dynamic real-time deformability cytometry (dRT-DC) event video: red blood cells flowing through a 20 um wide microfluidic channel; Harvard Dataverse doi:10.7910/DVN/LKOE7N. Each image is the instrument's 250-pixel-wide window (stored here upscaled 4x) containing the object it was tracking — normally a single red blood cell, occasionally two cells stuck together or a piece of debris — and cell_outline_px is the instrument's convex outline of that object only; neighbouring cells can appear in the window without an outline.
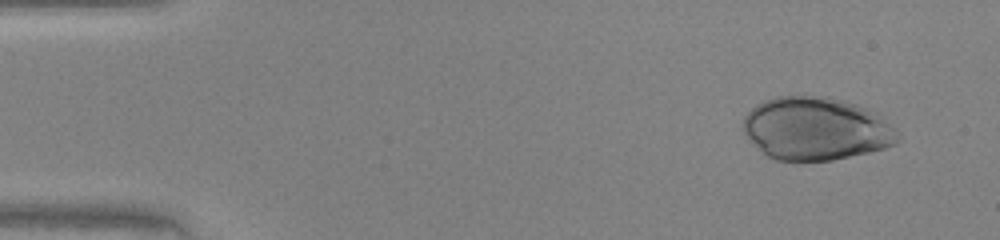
{"species": "human", "species_latin": "Homo sapiens", "temperature_condition": "warm", "stored_images_in_passage": 47, "camera_frame_rate_fps": 3000, "um_per_image_px": 0.085, "donor": {"sex": "female"}, "frame": {"image": 1, "passage_image": 4, "time_ms": 1.0, "image_size_px": [1000, 240], "cell_outline_px": [[900, 140], [896, 144], [884, 148], [868, 152], [832, 160], [776, 160], [768, 156], [748, 140], [740, 124], [744, 116], [756, 104], [764, 100], [776, 96], [828, 96], [844, 100], [856, 104], [876, 112], [900, 136]], "centroid_in_image_um": [69.31, 10.92], "position_along_channel_um": 15.7, "area_um2": 56.82}}
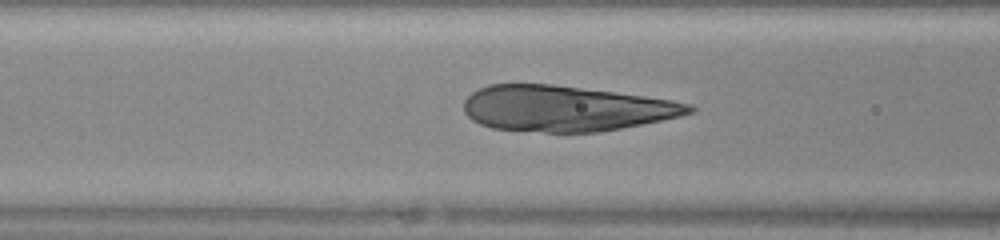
{"frame": {"image": 2, "passage_image": 19, "time_ms": 6.0, "image_size_px": [1000, 240], "cell_outline_px": [[696, 108], [692, 112], [680, 116], [600, 132], [544, 132], [492, 128], [480, 124], [472, 120], [464, 112], [464, 100], [472, 92], [488, 84], [552, 84], [644, 96], [672, 100], [692, 104]], "centroid_in_image_um": [48.05, 9.22], "position_along_channel_um": 118.6, "area_um2": 59.65}}
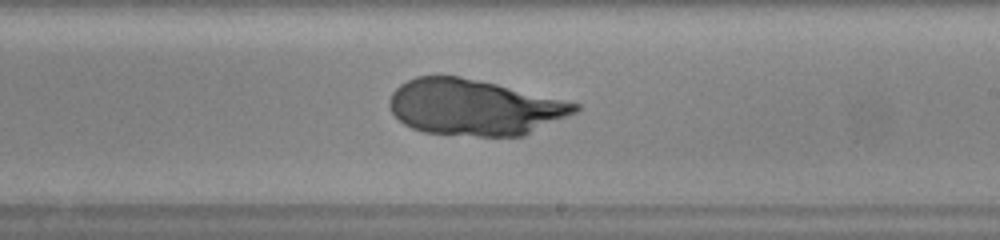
{"frame": {"image": 3, "passage_image": 28, "time_ms": 9.0, "image_size_px": [1000, 240], "cell_outline_px": [[580, 108], [576, 112], [524, 136], [476, 136], [424, 132], [412, 128], [404, 124], [388, 108], [388, 100], [392, 92], [400, 84], [416, 76], [460, 76], [496, 84], [580, 104]], "centroid_in_image_um": [40.27, 9.13], "position_along_channel_um": 248.7, "area_um2": 60.11}}